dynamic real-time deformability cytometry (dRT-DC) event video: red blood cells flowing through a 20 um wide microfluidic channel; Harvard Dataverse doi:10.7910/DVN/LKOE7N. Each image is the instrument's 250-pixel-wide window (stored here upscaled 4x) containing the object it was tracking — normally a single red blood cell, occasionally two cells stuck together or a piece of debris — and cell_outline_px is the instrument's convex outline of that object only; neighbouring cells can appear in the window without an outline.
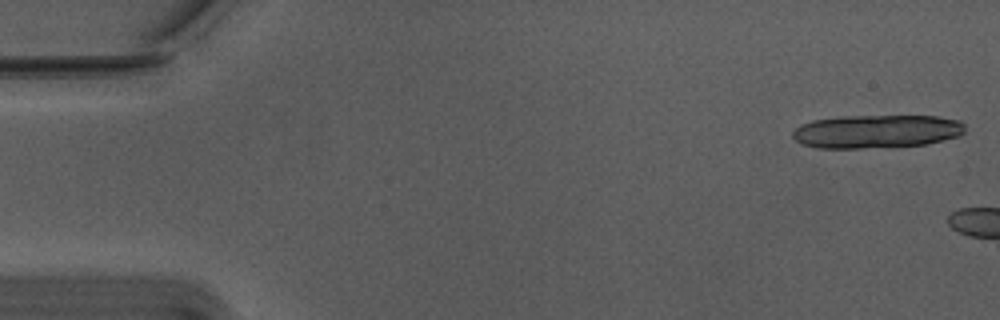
{"species": "Egyptian fruit bat (a non-hibernating species)", "species_latin": "Rousettus aegyptiacus", "temperature_condition": "warm", "stored_images_in_passage": 5, "camera_frame_rate_fps": 3000, "um_per_image_px": 0.085, "animal": {"sex": "male"}, "frame": {"image": 1, "passage_image": 1, "time_ms": 0.0, "image_size_px": [1000, 320], "cell_outline_px": [[964, 132], [960, 136], [924, 144], [860, 148], [816, 148], [804, 144], [796, 140], [792, 136], [792, 132], [800, 124], [812, 120], [840, 116], [936, 116], [960, 120], [964, 124]], "centroid_in_image_um": [74.49, 11.16], "position_along_channel_um": 10.5, "area_um2": 33.41}}